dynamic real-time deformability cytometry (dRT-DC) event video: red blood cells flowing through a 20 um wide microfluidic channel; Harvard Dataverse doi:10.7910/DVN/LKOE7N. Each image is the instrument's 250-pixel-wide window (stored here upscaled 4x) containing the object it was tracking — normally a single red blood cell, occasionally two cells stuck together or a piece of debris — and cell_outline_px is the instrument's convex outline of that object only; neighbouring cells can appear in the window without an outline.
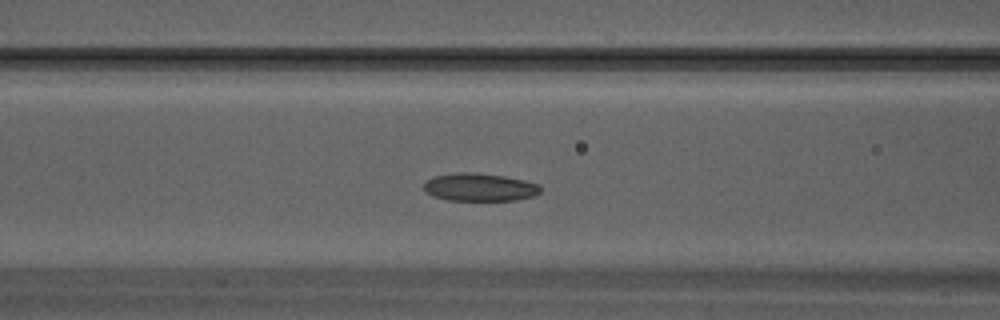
{"species": "Egyptian fruit bat (a non-hibernating species)", "species_latin": "Rousettus aegyptiacus", "temperature_condition": "warm", "stored_images_in_passage": 19, "camera_frame_rate_fps": 3000, "um_per_image_px": 0.085, "animal": {"sex": "male"}, "frame": {"image": 1, "passage_image": 4, "time_ms": 1.0, "image_size_px": [1000, 320], "cell_outline_px": [[540, 192], [532, 196], [516, 200], [448, 200], [432, 196], [424, 192], [424, 184], [428, 180], [436, 176], [456, 172], [472, 172], [504, 176], [524, 180], [540, 184]], "centroid_in_image_um": [40.76, 15.91], "position_along_channel_um": 125.8, "area_um2": 18.9}}